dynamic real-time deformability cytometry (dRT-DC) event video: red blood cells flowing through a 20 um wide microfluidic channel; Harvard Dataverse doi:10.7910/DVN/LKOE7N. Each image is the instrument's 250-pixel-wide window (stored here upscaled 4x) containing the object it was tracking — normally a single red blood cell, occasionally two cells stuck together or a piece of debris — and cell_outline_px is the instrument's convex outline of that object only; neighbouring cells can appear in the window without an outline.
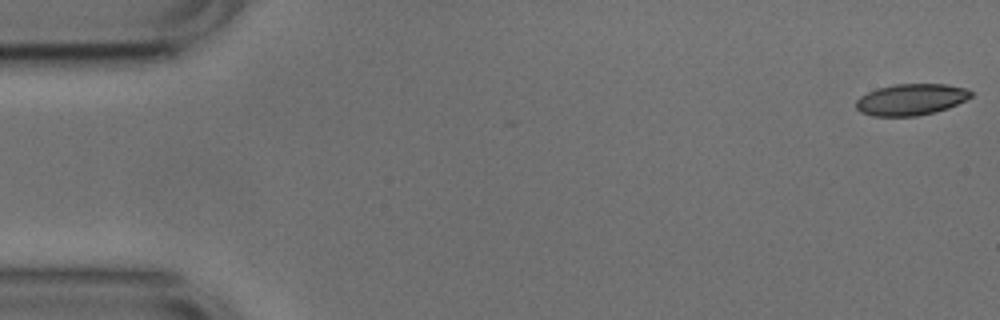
{"species": "common noctule bat (a hibernating species)", "species_latin": "Nyctalus noctula", "temperature_condition": "cold", "stored_images_in_passage": 6, "camera_frame_rate_fps": 3000, "um_per_image_px": 0.085, "animal": {"sex": "male", "body_mass_g": 17.9, "forearm_length_mm": 54.2}, "frame": {"image": 1, "passage_image": 1, "time_ms": 0.0, "image_size_px": [1000, 320], "cell_outline_px": [[972, 96], [948, 108], [936, 112], [916, 116], [872, 116], [860, 112], [856, 108], [856, 100], [860, 96], [876, 88], [892, 84], [944, 84], [964, 88], [972, 92]], "centroid_in_image_um": [77.39, 8.46], "position_along_channel_um": 7.6, "area_um2": 21.04}}